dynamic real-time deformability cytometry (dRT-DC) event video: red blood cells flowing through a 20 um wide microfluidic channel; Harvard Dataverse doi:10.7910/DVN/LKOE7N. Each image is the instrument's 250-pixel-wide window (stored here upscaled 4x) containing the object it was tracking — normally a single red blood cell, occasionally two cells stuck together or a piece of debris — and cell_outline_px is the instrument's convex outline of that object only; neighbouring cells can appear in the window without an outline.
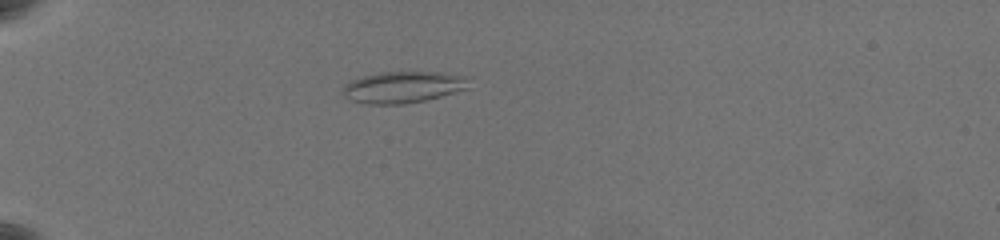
{"species": "common noctule bat (a hibernating species)", "species_latin": "Nyctalus noctula", "temperature_condition": "warm", "stored_images_in_passage": 44, "camera_frame_rate_fps": 3000, "um_per_image_px": 0.085, "animal": {"sex": "female", "body_mass_g": 19.5, "forearm_length_mm": 54.1}, "frame": {"image": 1, "passage_image": 2, "time_ms": 0.333, "image_size_px": [1000, 240], "cell_outline_px": [[468, 88], [440, 96], [424, 100], [404, 104], [364, 104], [348, 100], [340, 92], [344, 84], [352, 80], [364, 76], [384, 72], [444, 72], [468, 76]], "centroid_in_image_um": [34.22, 7.41], "position_along_channel_um": 50.8, "area_um2": 23.29}}
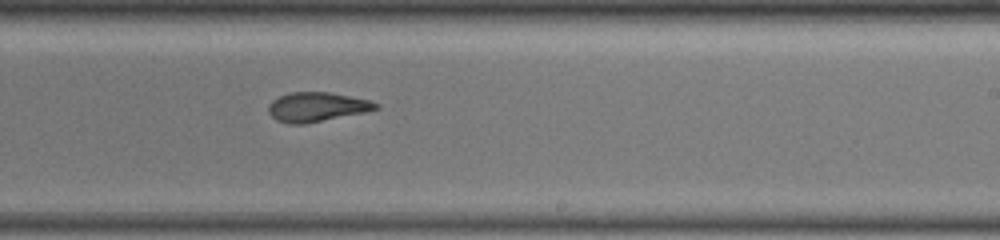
{"frame": {"image": 2, "passage_image": 23, "time_ms": 7.333, "image_size_px": [1000, 240], "cell_outline_px": [[380, 108], [364, 112], [304, 124], [288, 124], [276, 120], [268, 112], [268, 104], [272, 100], [280, 96], [292, 92], [328, 92], [368, 100], [380, 104]], "centroid_in_image_um": [26.9, 9.09], "position_along_channel_um": 262.1, "area_um2": 18.21}}
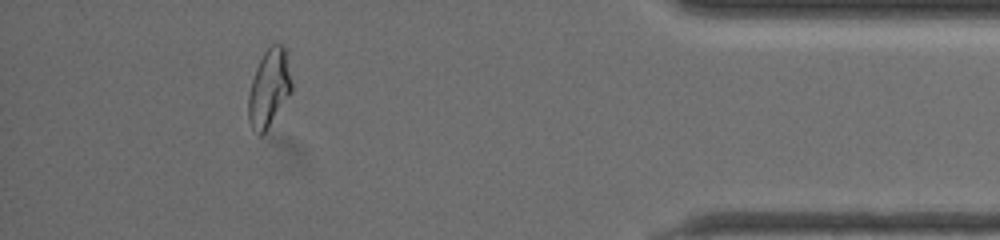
{"frame": {"image": 3, "passage_image": 39, "time_ms": 12.667, "image_size_px": [1000, 240], "cell_outline_px": [[292, 92], [264, 132], [260, 136], [252, 128], [248, 120], [248, 96], [252, 80], [256, 68], [264, 52], [272, 44], [284, 44], [292, 84]], "centroid_in_image_um": [22.87, 7.48], "position_along_channel_um": 412.3, "area_um2": 19.31}, "authors_computed_cell_mechanics": {"area_um2": 19.2474, "velocity_mm_per_s": 3.5312, "shape_relaxation_time_tau1_ms": null, "shape_relaxation_time_tau2_ms": 2.1047, "deformation_change_tau1": null, "deformation_change_tau2": 0.0929}}